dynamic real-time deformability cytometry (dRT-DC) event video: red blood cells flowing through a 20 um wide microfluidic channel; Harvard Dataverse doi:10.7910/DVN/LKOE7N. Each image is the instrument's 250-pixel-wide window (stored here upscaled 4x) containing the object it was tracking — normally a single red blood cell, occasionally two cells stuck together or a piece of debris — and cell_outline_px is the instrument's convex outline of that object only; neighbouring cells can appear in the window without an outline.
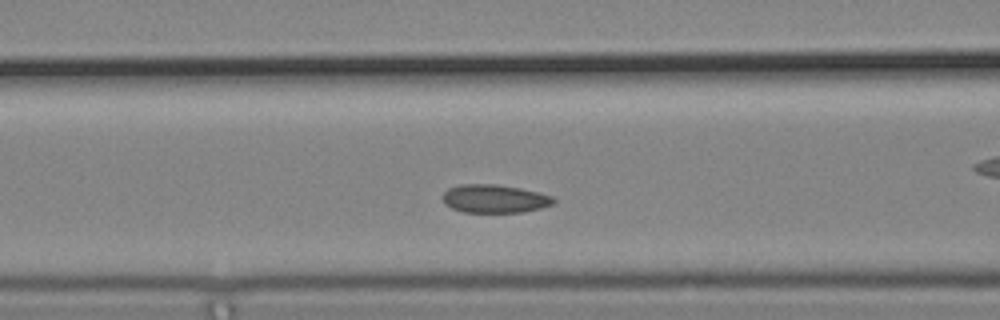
{"species": "common noctule bat (a hibernating species)", "species_latin": "Nyctalus noctula", "temperature_condition": "cold", "stored_images_in_passage": 43, "camera_frame_rate_fps": 3000, "um_per_image_px": 0.085, "animal": {"sex": "male", "body_mass_g": 19.2, "forearm_length_mm": 51.8}, "frame": {"image": 1, "passage_image": 16, "time_ms": 5.0, "image_size_px": [1000, 320], "cell_outline_px": [[556, 200], [552, 204], [540, 208], [520, 212], [464, 212], [452, 208], [444, 204], [440, 196], [448, 188], [460, 184], [492, 184], [520, 188], [540, 192], [552, 196]], "centroid_in_image_um": [41.99, 16.88], "position_along_channel_um": 124.6, "area_um2": 18.32}}
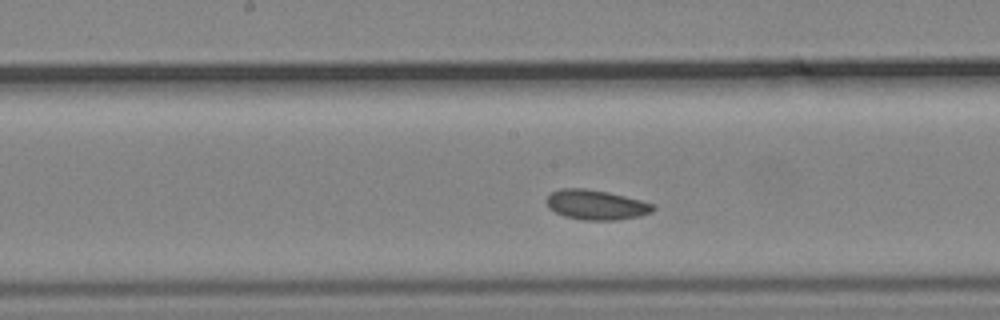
{"frame": {"image": 2, "passage_image": 22, "time_ms": 7.0, "image_size_px": [1000, 320], "cell_outline_px": [[656, 208], [652, 212], [636, 216], [616, 220], [584, 220], [564, 216], [548, 208], [544, 200], [552, 192], [560, 188], [588, 188], [608, 192], [640, 200], [652, 204]], "centroid_in_image_um": [50.61, 17.4], "position_along_channel_um": 197.6, "area_um2": 18.5}}
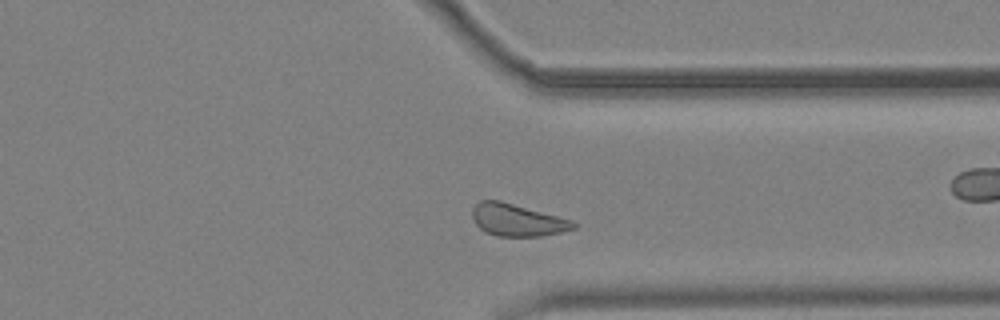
{"frame": {"image": 3, "passage_image": 36, "time_ms": 11.667, "image_size_px": [1000, 320], "cell_outline_px": [[576, 228], [560, 232], [540, 236], [496, 236], [484, 232], [476, 224], [472, 216], [472, 208], [480, 200], [500, 200], [572, 220], [576, 224]], "centroid_in_image_um": [43.93, 18.7], "position_along_channel_um": 367.5, "area_um2": 18.9}}